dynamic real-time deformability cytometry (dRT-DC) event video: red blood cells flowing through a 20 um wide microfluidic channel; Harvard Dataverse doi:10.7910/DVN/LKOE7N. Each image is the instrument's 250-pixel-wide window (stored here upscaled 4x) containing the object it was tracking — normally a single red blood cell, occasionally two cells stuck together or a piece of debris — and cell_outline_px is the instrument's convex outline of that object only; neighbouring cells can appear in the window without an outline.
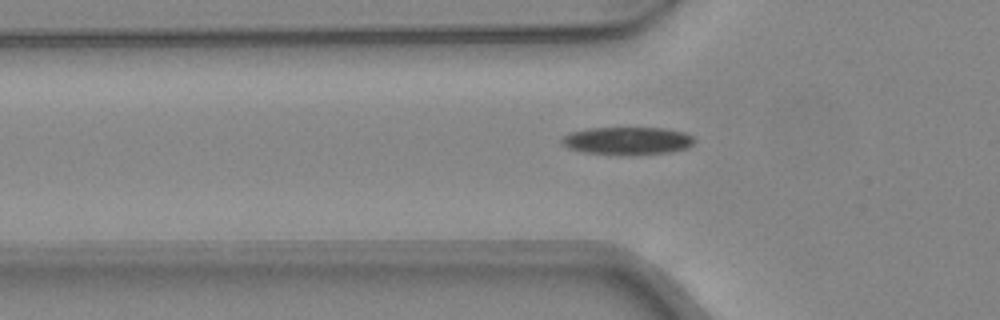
{"species": "common noctule bat (a hibernating species)", "species_latin": "Nyctalus noctula", "temperature_condition": "warm", "stored_images_in_passage": 35, "camera_frame_rate_fps": 3000, "um_per_image_px": 0.085, "animal": {"sex": "female", "body_mass_g": 24.6, "forearm_length_mm": 56.2}, "frame": {"image": 1, "passage_image": 9, "time_ms": 2.667, "image_size_px": [1000, 320], "cell_outline_px": [[696, 140], [688, 148], [672, 152], [636, 156], [584, 152], [568, 148], [560, 144], [560, 140], [564, 136], [572, 132], [588, 128], [664, 128], [684, 132], [692, 136]], "centroid_in_image_um": [53.35, 11.98], "position_along_channel_um": 72.4, "area_um2": 21.79}}
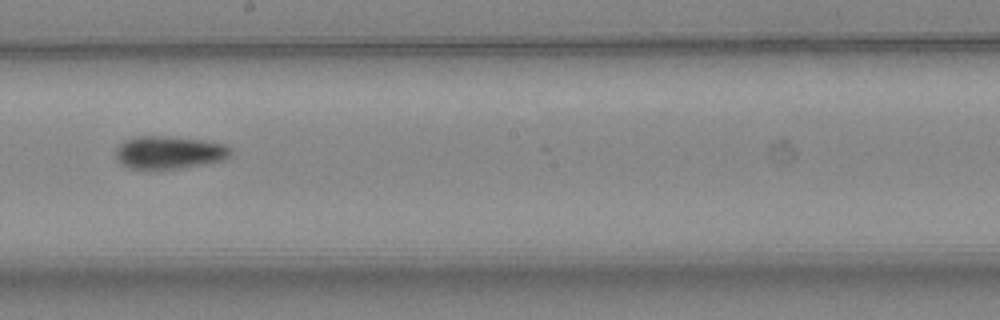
{"frame": {"image": 2, "passage_image": 20, "time_ms": 6.333, "image_size_px": [1000, 320], "cell_outline_px": [[232, 148], [228, 156], [224, 160], [204, 164], [180, 168], [128, 168], [116, 156], [116, 148], [120, 144], [136, 136], [164, 136], [200, 140], [224, 144]], "centroid_in_image_um": [14.41, 12.95], "position_along_channel_um": 233.8, "area_um2": 21.44}}
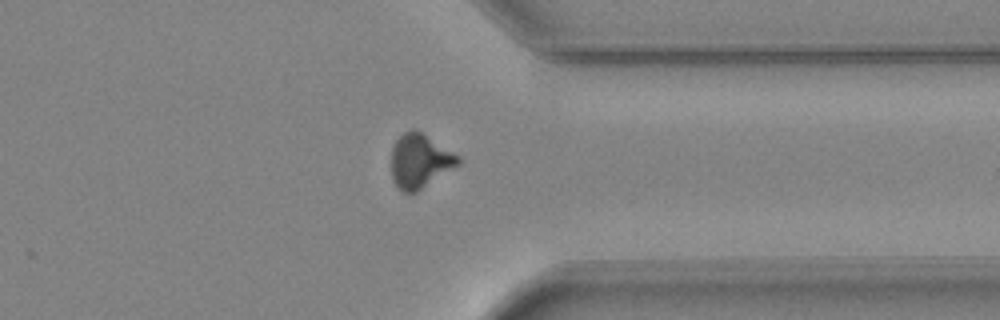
{"frame": {"image": 3, "passage_image": 30, "time_ms": 9.667, "image_size_px": [1000, 320], "cell_outline_px": [[460, 164], [416, 192], [404, 192], [392, 180], [392, 148], [396, 140], [404, 132], [412, 128], [420, 132], [460, 156]], "centroid_in_image_um": [35.68, 13.68], "position_along_channel_um": 375.7, "area_um2": 20.69}}